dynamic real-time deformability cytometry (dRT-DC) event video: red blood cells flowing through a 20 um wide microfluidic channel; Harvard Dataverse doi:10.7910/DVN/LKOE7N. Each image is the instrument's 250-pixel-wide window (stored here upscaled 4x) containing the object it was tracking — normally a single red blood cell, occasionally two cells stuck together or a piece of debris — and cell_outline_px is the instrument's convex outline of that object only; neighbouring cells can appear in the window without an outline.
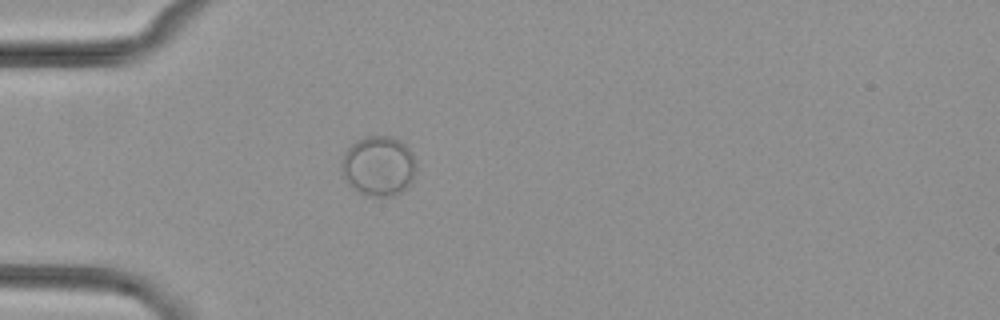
{"species": "common noctule bat (a hibernating species)", "species_latin": "Nyctalus noctula", "temperature_condition": "cold", "stored_images_in_passage": 2, "camera_frame_rate_fps": 3000, "um_per_image_px": 0.085, "animal": {"sex": "female", "body_mass_g": 29.2, "forearm_length_mm": 56.3}, "frame": {"image": 1, "passage_image": 1, "time_ms": 0.0, "image_size_px": [1000, 320], "cell_outline_px": [[416, 168], [412, 184], [408, 188], [392, 196], [376, 196], [360, 192], [352, 188], [344, 180], [340, 164], [344, 152], [356, 140], [364, 136], [392, 136], [400, 140], [412, 152], [416, 164]], "centroid_in_image_um": [32.18, 14.1], "position_along_channel_um": 52.8, "area_um2": 26.41}}